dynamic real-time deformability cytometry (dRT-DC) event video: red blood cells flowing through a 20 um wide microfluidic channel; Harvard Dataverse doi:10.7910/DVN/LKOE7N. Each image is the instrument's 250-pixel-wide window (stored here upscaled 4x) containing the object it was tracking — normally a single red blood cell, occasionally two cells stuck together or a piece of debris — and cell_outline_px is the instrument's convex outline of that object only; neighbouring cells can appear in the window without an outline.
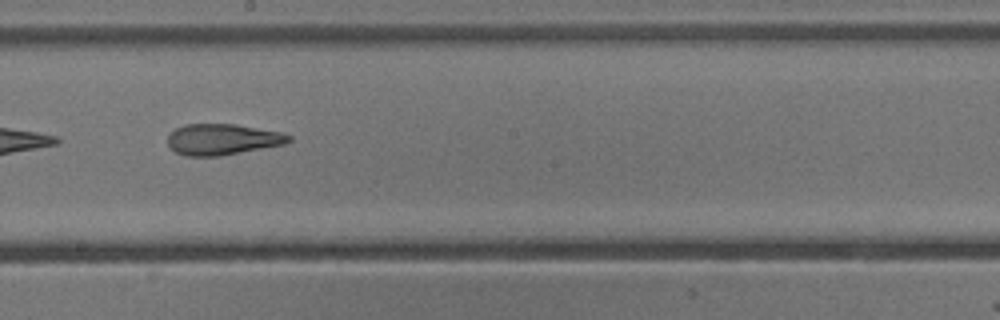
{"species": "common noctule bat (a hibernating species)", "species_latin": "Nyctalus noctula", "temperature_condition": "cold", "stored_images_in_passage": 9, "camera_frame_rate_fps": 3000, "um_per_image_px": 0.085, "animal": {"sex": "male", "body_mass_g": 13.3}, "frame": {"image": 1, "passage_image": 8, "time_ms": 2.333, "image_size_px": [1000, 320], "cell_outline_px": [[292, 140], [284, 144], [220, 156], [184, 156], [176, 152], [168, 144], [168, 136], [176, 128], [184, 124], [236, 124], [280, 132], [292, 136]], "centroid_in_image_um": [18.9, 11.84], "position_along_channel_um": 229.3, "area_um2": 21.79}}
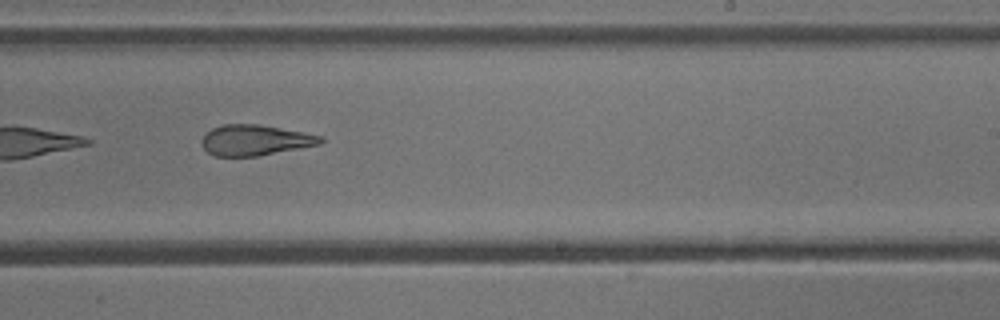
{"frame": {"image": 2, "passage_image": 9, "time_ms": 2.667, "image_size_px": [1000, 320], "cell_outline_px": [[324, 140], [320, 144], [256, 156], [212, 156], [200, 144], [200, 140], [212, 128], [224, 124], [260, 124], [304, 132], [324, 136]], "centroid_in_image_um": [21.67, 11.9], "position_along_channel_um": 267.3, "area_um2": 21.21}}